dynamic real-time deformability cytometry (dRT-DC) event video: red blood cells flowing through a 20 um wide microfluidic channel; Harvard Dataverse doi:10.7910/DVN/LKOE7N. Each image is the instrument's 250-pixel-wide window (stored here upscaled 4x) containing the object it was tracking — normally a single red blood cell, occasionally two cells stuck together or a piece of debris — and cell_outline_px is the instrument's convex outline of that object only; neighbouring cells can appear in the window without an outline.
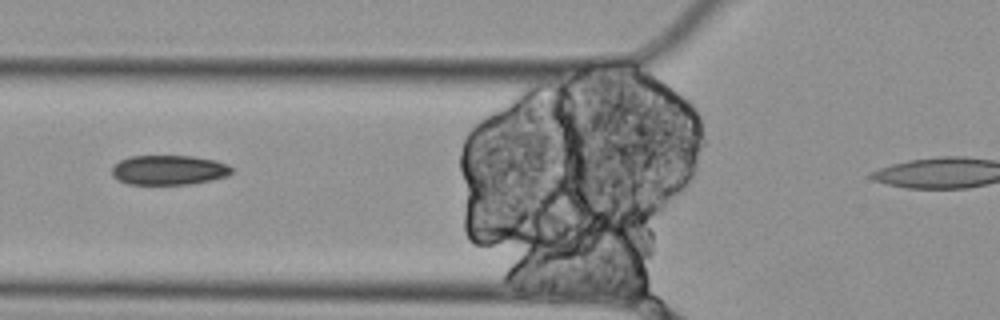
{"species": "Egyptian fruit bat (a non-hibernating species)", "species_latin": "Rousettus aegyptiacus", "temperature_condition": "cold", "stored_images_in_passage": 15, "camera_frame_rate_fps": 3000, "um_per_image_px": 0.085, "animal": {"sex": "female"}, "frame": {"image": 1, "passage_image": 4, "time_ms": 1.0, "image_size_px": [1000, 320], "cell_outline_px": [[232, 172], [228, 176], [212, 180], [192, 184], [128, 184], [116, 180], [112, 176], [112, 168], [120, 160], [128, 156], [192, 156], [216, 160], [228, 164], [232, 168]], "centroid_in_image_um": [14.36, 14.45], "position_along_channel_um": 111.4, "area_um2": 20.92}}
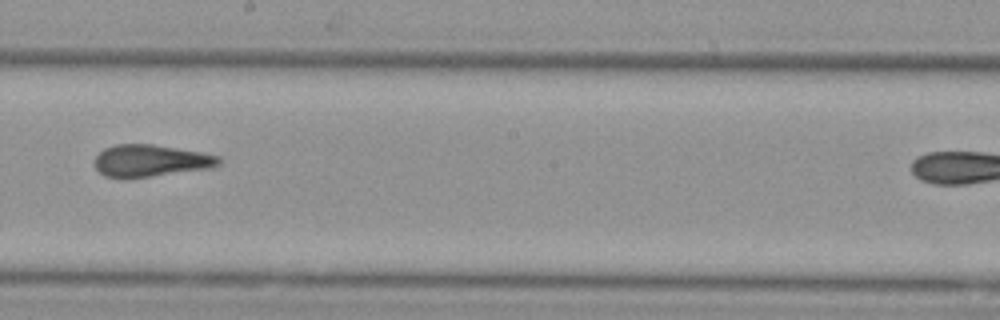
{"frame": {"image": 2, "passage_image": 7, "time_ms": 2.0, "image_size_px": [1000, 320], "cell_outline_px": [[220, 164], [212, 168], [152, 176], [104, 176], [92, 164], [92, 160], [104, 148], [116, 144], [152, 144], [200, 152], [220, 156]], "centroid_in_image_um": [12.8, 13.64], "position_along_channel_um": 235.4, "area_um2": 22.89}}
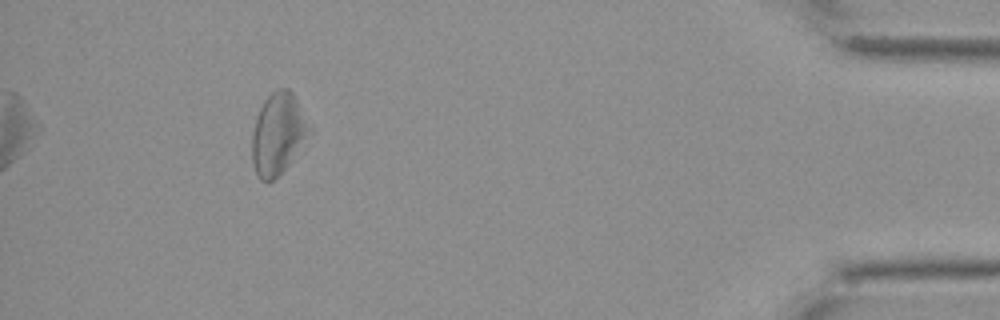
{"frame": {"image": 3, "passage_image": 14, "time_ms": 4.333, "image_size_px": [1000, 320], "cell_outline_px": [[312, 128], [288, 164], [272, 180], [260, 180], [256, 176], [252, 164], [252, 132], [256, 116], [264, 100], [276, 88], [288, 88], [296, 96], [312, 124]], "centroid_in_image_um": [23.63, 11.31], "position_along_channel_um": 411.6, "area_um2": 27.22}}